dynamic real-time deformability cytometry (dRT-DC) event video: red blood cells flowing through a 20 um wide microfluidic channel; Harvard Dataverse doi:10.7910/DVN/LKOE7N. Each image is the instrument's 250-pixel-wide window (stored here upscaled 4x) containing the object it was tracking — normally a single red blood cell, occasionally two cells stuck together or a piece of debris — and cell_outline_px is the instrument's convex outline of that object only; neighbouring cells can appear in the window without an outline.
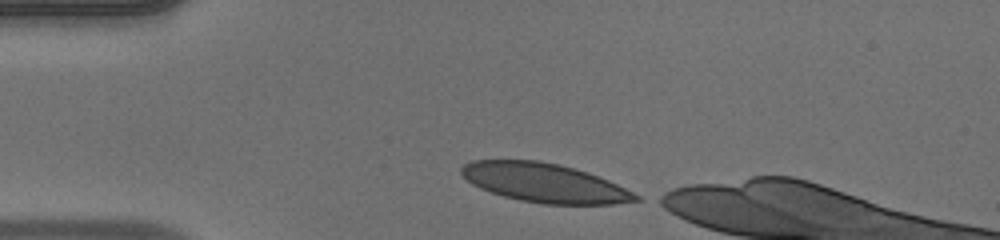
{"species": "human", "species_latin": "Homo sapiens", "temperature_condition": "warm", "stored_images_in_passage": 33, "camera_frame_rate_fps": 3000, "um_per_image_px": 0.085, "donor": {"sex": "male"}, "frame": {"image": 1, "passage_image": 1, "time_ms": 0.0, "image_size_px": [1000, 240], "cell_outline_px": [[640, 200], [612, 204], [544, 204], [520, 200], [504, 196], [480, 188], [472, 184], [460, 172], [460, 168], [464, 164], [472, 160], [536, 160], [560, 164], [588, 172], [608, 180], [640, 196]], "centroid_in_image_um": [46.26, 15.53], "position_along_channel_um": 38.7, "area_um2": 39.36}}
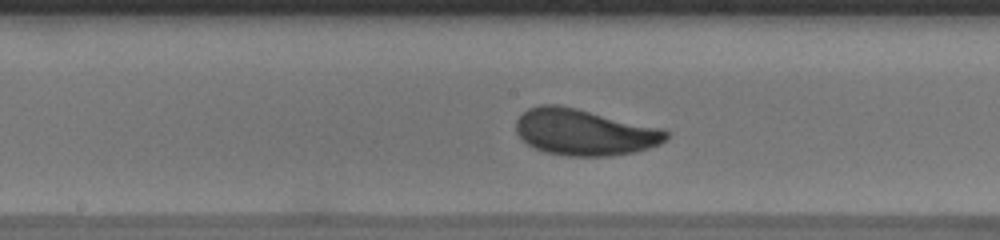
{"frame": {"image": 2, "passage_image": 15, "time_ms": 4.667, "image_size_px": [1000, 240], "cell_outline_px": [[668, 136], [660, 144], [648, 148], [632, 152], [608, 156], [568, 156], [544, 152], [528, 144], [516, 132], [516, 120], [528, 108], [540, 104], [560, 104], [660, 128], [668, 132]], "centroid_in_image_um": [49.63, 11.23], "position_along_channel_um": 198.6, "area_um2": 40.23}}
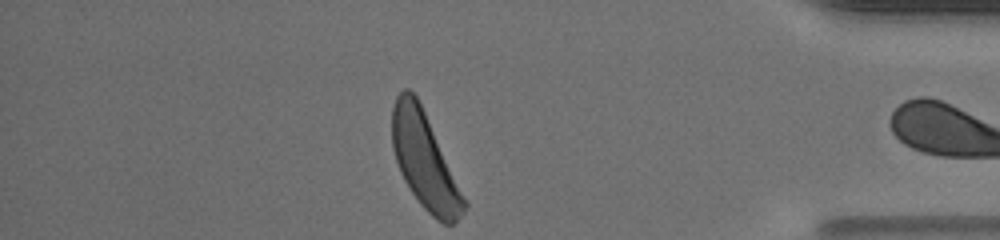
{"frame": {"image": 3, "passage_image": 32, "time_ms": 10.333, "image_size_px": [1000, 240], "cell_outline_px": [[468, 204], [464, 212], [452, 224], [444, 224], [436, 220], [420, 204], [404, 180], [400, 172], [392, 148], [392, 108], [396, 96], [404, 88], [408, 88], [416, 96], [424, 112]], "centroid_in_image_um": [36.07, 13.68], "position_along_channel_um": 399.1, "area_um2": 39.36}, "authors_computed_cell_mechanics": {"area_um2": 39.9398, "velocity_mm_per_s": 4.1636, "shape_relaxation_time_tau1_ms": 3.3883, "shape_relaxation_time_tau2_ms": 1.7995, "deformation_change_tau1": 0.1606, "deformation_change_tau2": 0.0742}}